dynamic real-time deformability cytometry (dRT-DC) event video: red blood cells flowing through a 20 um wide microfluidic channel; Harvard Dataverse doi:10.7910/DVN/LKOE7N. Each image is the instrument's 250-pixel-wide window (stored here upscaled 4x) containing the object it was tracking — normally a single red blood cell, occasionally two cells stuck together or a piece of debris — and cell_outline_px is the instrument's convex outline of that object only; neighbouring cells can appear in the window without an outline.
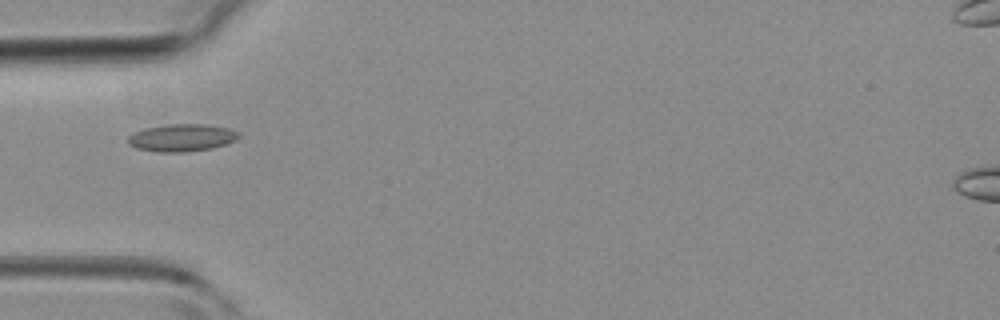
{"species": "common noctule bat (a hibernating species)", "species_latin": "Nyctalus noctula", "temperature_condition": "room temperature", "stored_images_in_passage": 4, "camera_frame_rate_fps": 3000, "um_per_image_px": 0.085, "animal": {"sex": "female", "body_mass_g": 19.3, "forearm_length_mm": 54.1}, "frame": {"image": 1, "passage_image": 4, "time_ms": 3.667, "image_size_px": [1000, 320], "cell_outline_px": [[240, 136], [236, 140], [212, 148], [184, 152], [160, 152], [136, 148], [128, 144], [128, 136], [144, 128], [168, 124], [208, 124], [228, 128], [240, 132]], "centroid_in_image_um": [15.47, 11.7], "position_along_channel_um": 69.5, "area_um2": 17.69}}